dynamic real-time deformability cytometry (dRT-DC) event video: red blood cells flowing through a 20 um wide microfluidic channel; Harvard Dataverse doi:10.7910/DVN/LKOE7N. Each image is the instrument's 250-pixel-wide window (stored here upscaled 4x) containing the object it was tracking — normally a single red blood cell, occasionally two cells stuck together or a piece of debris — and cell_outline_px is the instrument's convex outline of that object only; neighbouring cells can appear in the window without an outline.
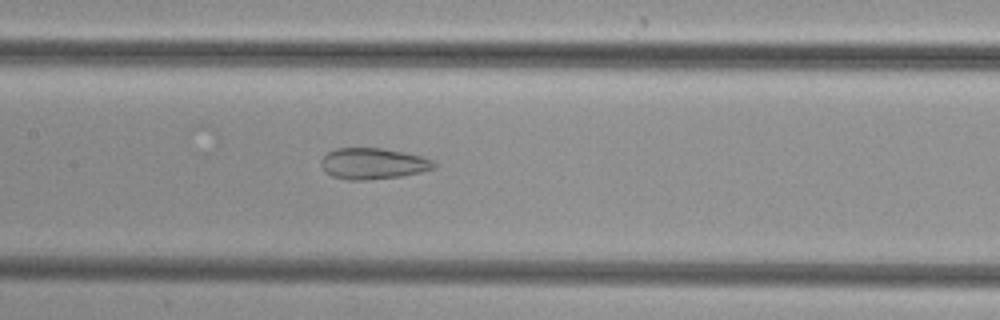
{"species": "common noctule bat (a hibernating species)", "species_latin": "Nyctalus noctula", "temperature_condition": "cold", "stored_images_in_passage": 49, "camera_frame_rate_fps": 3000, "um_per_image_px": 0.085, "animal": {"sex": "female", "body_mass_g": 29.2, "forearm_length_mm": 56.3}, "frame": {"image": 1, "passage_image": 24, "time_ms": 7.667, "image_size_px": [1000, 320], "cell_outline_px": [[436, 168], [420, 172], [400, 176], [364, 180], [348, 180], [332, 176], [324, 172], [320, 164], [320, 160], [328, 152], [336, 148], [380, 148], [404, 152], [420, 156], [432, 160], [436, 164]], "centroid_in_image_um": [31.67, 13.9], "position_along_channel_um": 175.7, "area_um2": 20.46}}
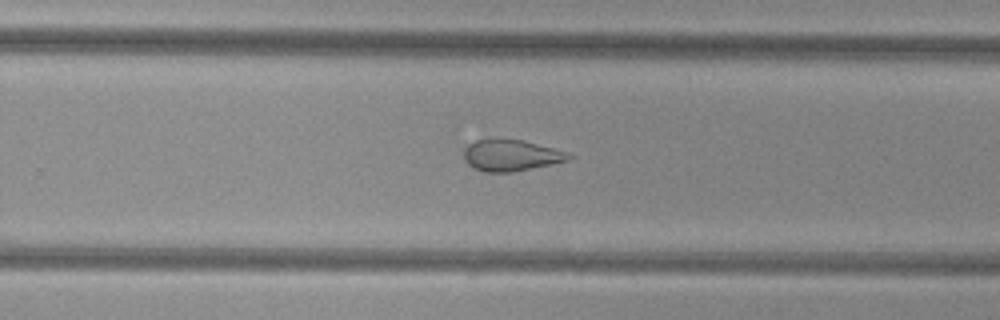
{"frame": {"image": 2, "passage_image": 32, "time_ms": 10.333, "image_size_px": [1000, 320], "cell_outline_px": [[576, 156], [568, 160], [552, 164], [512, 172], [484, 172], [472, 168], [464, 160], [464, 148], [468, 144], [476, 140], [488, 136], [492, 136], [524, 140], [552, 148]], "centroid_in_image_um": [43.36, 13.17], "position_along_channel_um": 286.4, "area_um2": 19.71}}
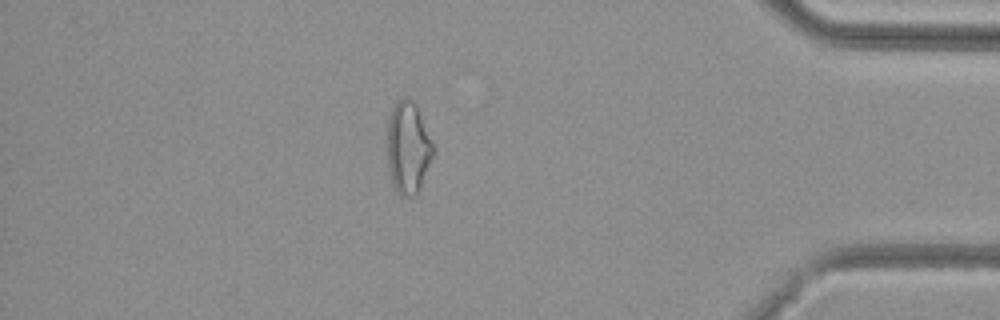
{"frame": {"image": 3, "passage_image": 43, "time_ms": 14.0, "image_size_px": [1000, 320], "cell_outline_px": [[432, 156], [420, 188], [416, 196], [404, 196], [396, 192], [388, 168], [388, 120], [392, 108], [396, 100], [404, 96], [408, 96], [416, 104], [432, 140]], "centroid_in_image_um": [34.67, 12.51], "position_along_channel_um": 400.5, "area_um2": 24.45}}